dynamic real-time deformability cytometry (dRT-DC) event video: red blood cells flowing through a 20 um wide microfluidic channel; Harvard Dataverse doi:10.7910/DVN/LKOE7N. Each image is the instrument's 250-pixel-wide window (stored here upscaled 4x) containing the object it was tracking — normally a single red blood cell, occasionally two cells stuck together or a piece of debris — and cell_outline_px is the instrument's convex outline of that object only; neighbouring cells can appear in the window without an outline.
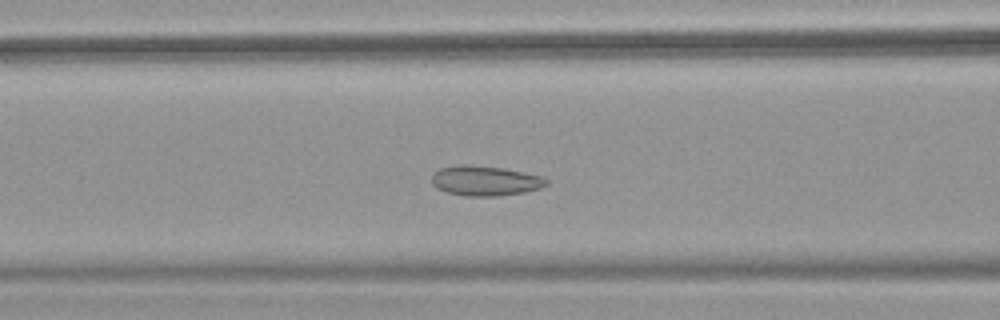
{"species": "common noctule bat (a hibernating species)", "species_latin": "Nyctalus noctula", "temperature_condition": "warm", "stored_images_in_passage": 48, "camera_frame_rate_fps": 3000, "um_per_image_px": 0.085, "animal": {"sex": "female", "body_mass_g": 18.4}, "frame": {"image": 1, "passage_image": 18, "time_ms": 5.667, "image_size_px": [1000, 320], "cell_outline_px": [[548, 184], [540, 188], [524, 192], [496, 196], [464, 196], [448, 192], [432, 184], [432, 176], [440, 168], [460, 164], [504, 168], [544, 176], [548, 180]], "centroid_in_image_um": [41.28, 15.36], "position_along_channel_um": 125.3, "area_um2": 19.88}}
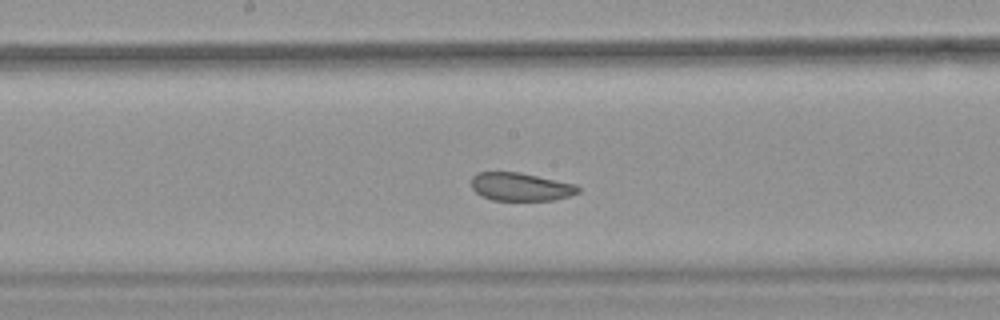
{"frame": {"image": 2, "passage_image": 24, "time_ms": 7.667, "image_size_px": [1000, 320], "cell_outline_px": [[580, 192], [568, 196], [552, 200], [492, 200], [480, 196], [472, 188], [472, 176], [476, 172], [520, 172], [576, 184], [580, 188]], "centroid_in_image_um": [44.24, 15.87], "position_along_channel_um": 204.0, "area_um2": 17.57}}
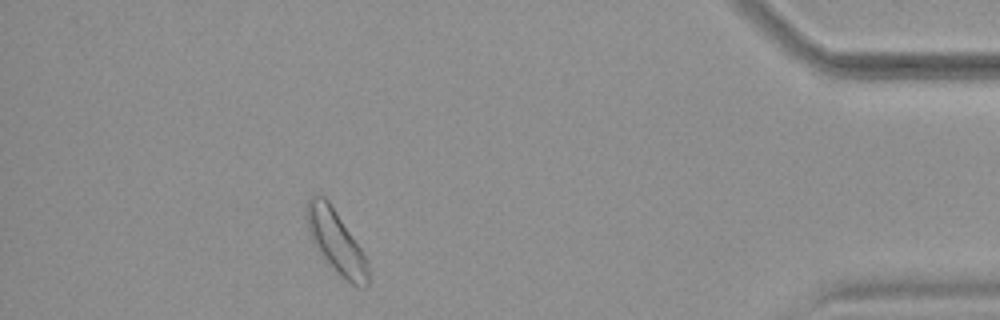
{"frame": {"image": 3, "passage_image": 43, "time_ms": 14.0, "image_size_px": [1000, 320], "cell_outline_px": [[368, 284], [364, 288], [360, 288], [344, 280], [328, 264], [312, 240], [308, 228], [308, 200], [312, 196], [324, 196], [328, 200], [368, 260]], "centroid_in_image_um": [28.61, 20.62], "position_along_channel_um": 406.6, "area_um2": 21.85}, "authors_computed_cell_mechanics": {"area_um2": 20.2878, "velocity_mm_per_s": 3.9441, "shape_relaxation_time_tau1_ms": 4.3256, "shape_relaxation_time_tau2_ms": 2.2265, "deformation_change_tau1": 0.0539, "deformation_change_tau2": 0.0661}}